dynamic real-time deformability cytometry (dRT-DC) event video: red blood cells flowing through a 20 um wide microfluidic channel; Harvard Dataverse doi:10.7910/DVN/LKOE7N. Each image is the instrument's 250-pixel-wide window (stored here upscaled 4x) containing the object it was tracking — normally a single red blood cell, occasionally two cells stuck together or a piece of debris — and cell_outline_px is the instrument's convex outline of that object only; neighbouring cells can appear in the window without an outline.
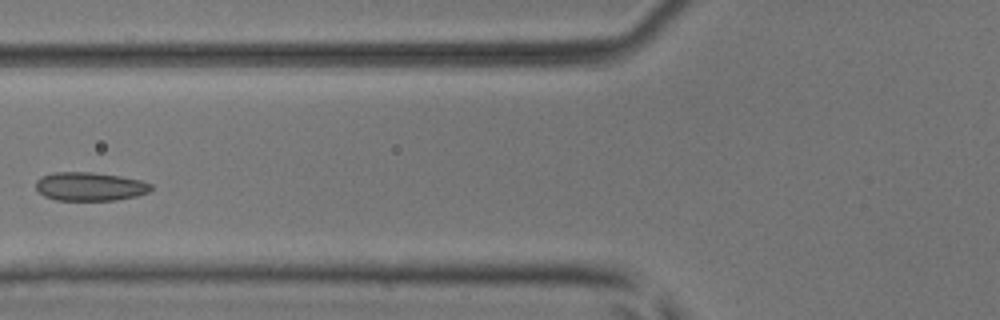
{"species": "common noctule bat (a hibernating species)", "species_latin": "Nyctalus noctula", "temperature_condition": "room temperature", "stored_images_in_passage": 5, "camera_frame_rate_fps": 3000, "um_per_image_px": 0.085, "animal": {"sex": "male", "body_mass_g": 17.9, "forearm_length_mm": 54.2}, "frame": {"image": 1, "passage_image": 5, "time_ms": 1.333, "image_size_px": [1000, 320], "cell_outline_px": [[152, 188], [148, 192], [136, 196], [116, 200], [56, 200], [44, 196], [36, 188], [36, 180], [40, 176], [56, 172], [92, 172], [120, 176], [140, 180], [152, 184]], "centroid_in_image_um": [7.63, 15.85], "position_along_channel_um": 118.2, "area_um2": 19.19}}